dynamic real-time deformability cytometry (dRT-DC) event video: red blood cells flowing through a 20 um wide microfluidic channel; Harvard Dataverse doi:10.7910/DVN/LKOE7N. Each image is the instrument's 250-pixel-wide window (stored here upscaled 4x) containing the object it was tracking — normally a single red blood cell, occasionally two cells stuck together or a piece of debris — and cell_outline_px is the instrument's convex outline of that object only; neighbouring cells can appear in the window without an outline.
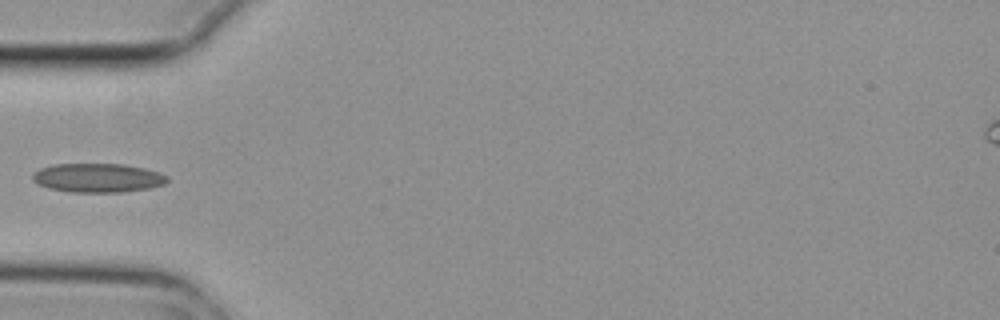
{"species": "common noctule bat (a hibernating species)", "species_latin": "Nyctalus noctula", "temperature_condition": "cold", "stored_images_in_passage": 4, "camera_frame_rate_fps": 3000, "um_per_image_px": 0.085, "animal": {"sex": "female", "body_mass_g": 29.2, "forearm_length_mm": 56.3}, "frame": {"image": 1, "passage_image": 4, "time_ms": 1.0, "image_size_px": [1000, 320], "cell_outline_px": [[168, 180], [164, 184], [148, 188], [124, 192], [72, 192], [48, 188], [32, 180], [32, 172], [40, 168], [52, 164], [124, 164], [144, 168], [160, 172], [168, 176]], "centroid_in_image_um": [8.3, 15.11], "position_along_channel_um": 76.7, "area_um2": 22.83}}